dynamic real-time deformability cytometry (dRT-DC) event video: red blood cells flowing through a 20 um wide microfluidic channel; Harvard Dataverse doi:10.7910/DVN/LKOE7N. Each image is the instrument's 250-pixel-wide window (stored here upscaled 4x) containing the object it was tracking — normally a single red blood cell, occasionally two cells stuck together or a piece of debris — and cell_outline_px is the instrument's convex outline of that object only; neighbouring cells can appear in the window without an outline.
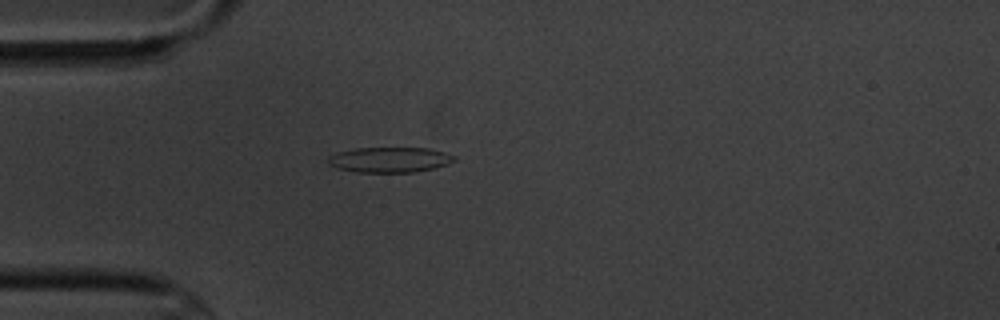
{"species": "common noctule bat (a hibernating species)", "species_latin": "Nyctalus noctula", "temperature_condition": "cold", "stored_images_in_passage": 6, "camera_frame_rate_fps": 3000, "um_per_image_px": 0.085, "animal": {"sex": "male", "body_mass_g": 20.1, "forearm_length_mm": 53.5}, "frame": {"image": 1, "passage_image": 5, "time_ms": 4.667, "image_size_px": [1000, 320], "cell_outline_px": [[456, 160], [448, 164], [436, 168], [412, 172], [356, 172], [340, 168], [328, 164], [328, 156], [336, 152], [356, 148], [428, 148], [444, 152], [456, 156]], "centroid_in_image_um": [33.14, 13.57], "position_along_channel_um": 51.9, "area_um2": 18.61}}